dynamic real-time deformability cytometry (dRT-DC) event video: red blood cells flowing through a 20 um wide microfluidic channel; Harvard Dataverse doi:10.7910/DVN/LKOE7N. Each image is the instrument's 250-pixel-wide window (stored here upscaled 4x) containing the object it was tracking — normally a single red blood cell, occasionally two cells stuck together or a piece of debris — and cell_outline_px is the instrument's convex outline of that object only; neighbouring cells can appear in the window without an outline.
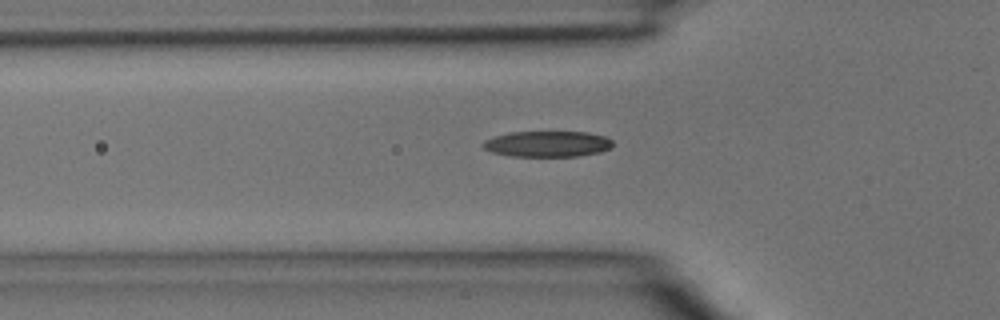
{"species": "common noctule bat (a hibernating species)", "species_latin": "Nyctalus noctula", "temperature_condition": "room temperature", "stored_images_in_passage": 6, "camera_frame_rate_fps": 3000, "um_per_image_px": 0.085, "animal": {"sex": "male", "body_mass_g": 15.6}, "frame": {"image": 1, "passage_image": 6, "time_ms": 1.667, "image_size_px": [1000, 320], "cell_outline_px": [[612, 144], [608, 148], [600, 152], [580, 156], [512, 156], [492, 152], [484, 148], [480, 144], [484, 140], [496, 136], [512, 132], [588, 132], [604, 136], [612, 140]], "centroid_in_image_um": [46.52, 12.23], "position_along_channel_um": 79.3, "area_um2": 19.42}}